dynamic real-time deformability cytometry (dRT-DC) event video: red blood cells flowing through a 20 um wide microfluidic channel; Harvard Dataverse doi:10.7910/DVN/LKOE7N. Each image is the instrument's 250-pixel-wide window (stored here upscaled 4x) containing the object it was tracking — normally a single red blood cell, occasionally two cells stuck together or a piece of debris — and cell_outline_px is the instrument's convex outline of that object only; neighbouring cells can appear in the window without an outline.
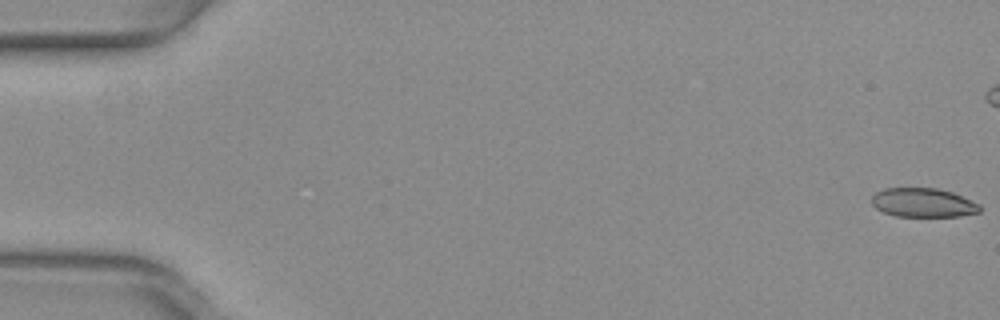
{"species": "common noctule bat (a hibernating species)", "species_latin": "Nyctalus noctula", "temperature_condition": "warm", "stored_images_in_passage": 45, "camera_frame_rate_fps": 3000, "um_per_image_px": 0.085, "animal": {"sex": "female", "body_mass_g": 29.2, "forearm_length_mm": 56.3}, "frame": {"image": 1, "passage_image": 1, "time_ms": 0.0, "image_size_px": [1000, 320], "cell_outline_px": [[980, 212], [960, 216], [896, 216], [884, 212], [876, 208], [872, 204], [872, 196], [876, 192], [884, 188], [936, 188], [952, 192], [980, 204]], "centroid_in_image_um": [78.46, 17.22], "position_along_channel_um": 6.5, "area_um2": 18.21}}
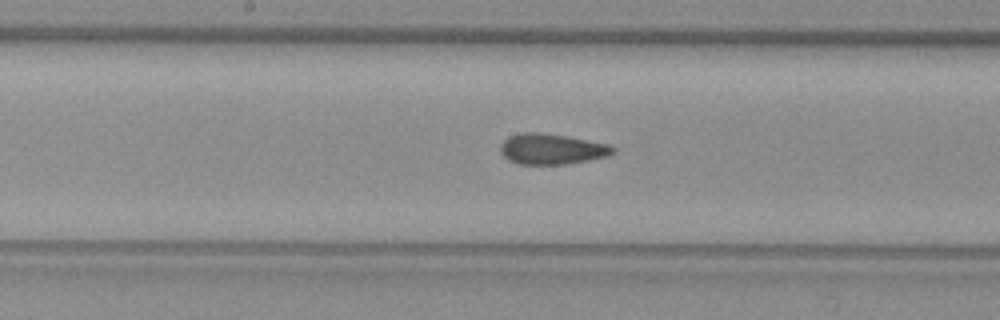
{"frame": {"image": 2, "passage_image": 28, "time_ms": 9.0, "image_size_px": [1000, 320], "cell_outline_px": [[616, 148], [608, 156], [568, 164], [516, 164], [508, 160], [500, 152], [500, 144], [508, 136], [524, 132], [540, 132], [568, 136], [608, 144]], "centroid_in_image_um": [46.86, 12.66], "position_along_channel_um": 201.3, "area_um2": 20.17}}
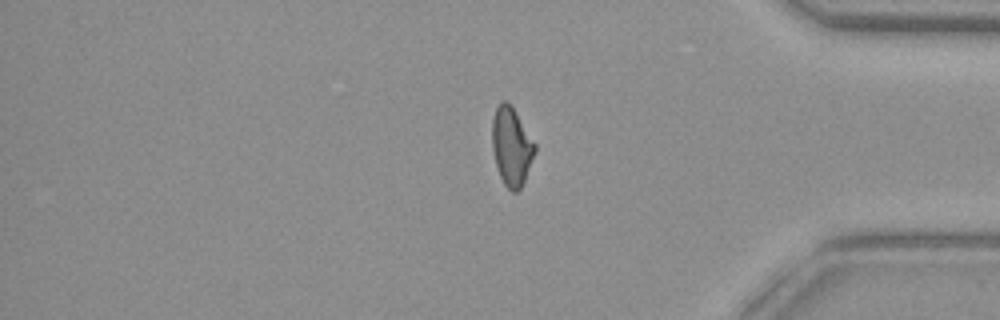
{"frame": {"image": 3, "passage_image": 44, "time_ms": 14.333, "image_size_px": [1000, 320], "cell_outline_px": [[536, 152], [524, 180], [520, 188], [516, 192], [512, 192], [504, 184], [500, 176], [496, 164], [492, 148], [492, 120], [496, 108], [504, 100], [508, 100], [536, 144]], "centroid_in_image_um": [43.48, 12.44], "position_along_channel_um": 391.7, "area_um2": 19.36}}